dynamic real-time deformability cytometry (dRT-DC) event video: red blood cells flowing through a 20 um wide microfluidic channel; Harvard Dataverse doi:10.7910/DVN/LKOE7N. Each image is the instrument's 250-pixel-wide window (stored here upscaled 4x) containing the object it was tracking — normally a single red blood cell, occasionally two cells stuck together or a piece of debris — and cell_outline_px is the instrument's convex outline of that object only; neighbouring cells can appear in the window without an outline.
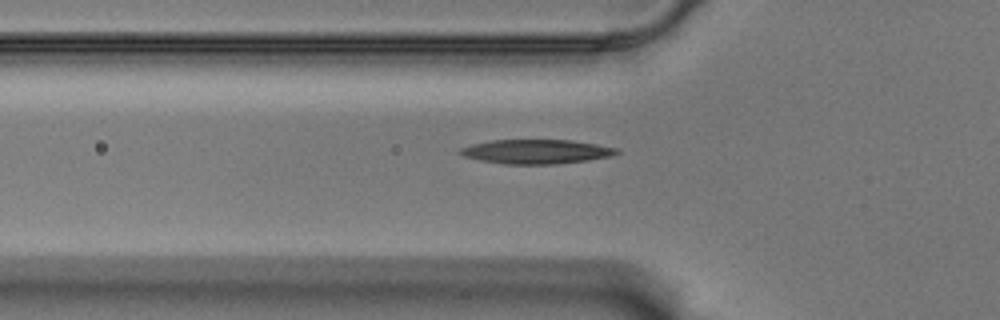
{"species": "Egyptian fruit bat (a non-hibernating species)", "species_latin": "Rousettus aegyptiacus", "temperature_condition": "warm", "stored_images_in_passage": 37, "camera_frame_rate_fps": 3000, "um_per_image_px": 0.085, "animal": {"sex": "male"}, "frame": {"image": 1, "passage_image": 5, "time_ms": 1.333, "image_size_px": [1000, 320], "cell_outline_px": [[620, 152], [612, 156], [588, 160], [556, 164], [504, 164], [480, 160], [464, 156], [456, 152], [460, 148], [472, 144], [492, 140], [572, 140], [620, 148]], "centroid_in_image_um": [45.6, 12.88], "position_along_channel_um": 80.2, "area_um2": 22.25}}
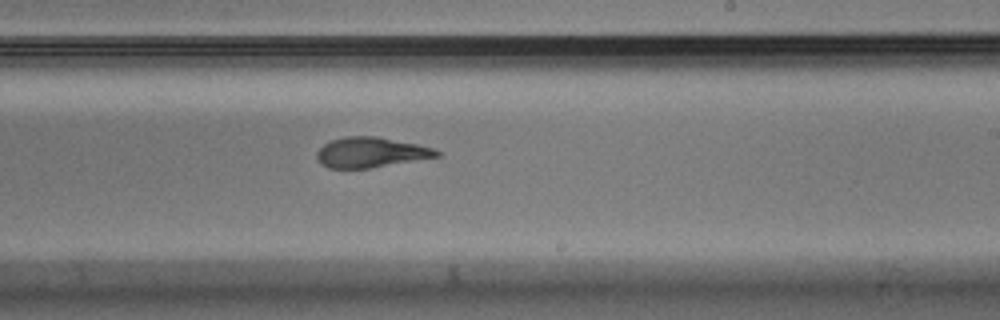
{"frame": {"image": 2, "passage_image": 20, "time_ms": 6.333, "image_size_px": [1000, 320], "cell_outline_px": [[440, 156], [368, 168], [328, 168], [320, 164], [316, 156], [316, 152], [324, 144], [332, 140], [344, 136], [376, 136], [416, 144], [432, 148], [440, 152]], "centroid_in_image_um": [31.47, 12.95], "position_along_channel_um": 257.5, "area_um2": 20.87}}
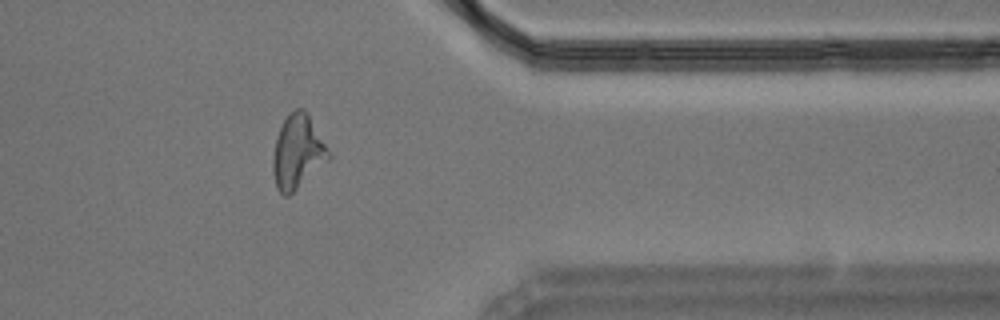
{"frame": {"image": 3, "passage_image": 32, "time_ms": 10.333, "image_size_px": [1000, 320], "cell_outline_px": [[332, 156], [328, 160], [288, 196], [284, 196], [276, 188], [272, 172], [272, 160], [276, 136], [284, 120], [296, 108], [304, 108], [308, 112], [328, 148]], "centroid_in_image_um": [25.29, 12.9], "position_along_channel_um": 386.1, "area_um2": 23.81}}